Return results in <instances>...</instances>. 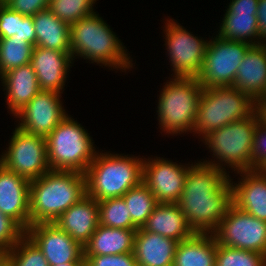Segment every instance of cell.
Masks as SVG:
<instances>
[{
    "label": "cell",
    "instance_id": "cell-1",
    "mask_svg": "<svg viewBox=\"0 0 266 266\" xmlns=\"http://www.w3.org/2000/svg\"><path fill=\"white\" fill-rule=\"evenodd\" d=\"M177 204L194 233L213 234L233 204L229 174L201 161L192 163Z\"/></svg>",
    "mask_w": 266,
    "mask_h": 266
},
{
    "label": "cell",
    "instance_id": "cell-2",
    "mask_svg": "<svg viewBox=\"0 0 266 266\" xmlns=\"http://www.w3.org/2000/svg\"><path fill=\"white\" fill-rule=\"evenodd\" d=\"M86 196L85 174L50 170L30 181L29 226L54 223L67 209Z\"/></svg>",
    "mask_w": 266,
    "mask_h": 266
},
{
    "label": "cell",
    "instance_id": "cell-3",
    "mask_svg": "<svg viewBox=\"0 0 266 266\" xmlns=\"http://www.w3.org/2000/svg\"><path fill=\"white\" fill-rule=\"evenodd\" d=\"M124 48L110 26L96 12L70 25V52L73 59L75 56L83 57L91 63L126 72L133 64Z\"/></svg>",
    "mask_w": 266,
    "mask_h": 266
},
{
    "label": "cell",
    "instance_id": "cell-4",
    "mask_svg": "<svg viewBox=\"0 0 266 266\" xmlns=\"http://www.w3.org/2000/svg\"><path fill=\"white\" fill-rule=\"evenodd\" d=\"M144 159L128 155L97 152L85 174L86 195L97 202L122 197L139 185L143 177Z\"/></svg>",
    "mask_w": 266,
    "mask_h": 266
},
{
    "label": "cell",
    "instance_id": "cell-5",
    "mask_svg": "<svg viewBox=\"0 0 266 266\" xmlns=\"http://www.w3.org/2000/svg\"><path fill=\"white\" fill-rule=\"evenodd\" d=\"M170 80L159 96V127L172 135L192 133L203 87L195 77H173Z\"/></svg>",
    "mask_w": 266,
    "mask_h": 266
},
{
    "label": "cell",
    "instance_id": "cell-6",
    "mask_svg": "<svg viewBox=\"0 0 266 266\" xmlns=\"http://www.w3.org/2000/svg\"><path fill=\"white\" fill-rule=\"evenodd\" d=\"M258 123L254 111L248 118L231 122L206 135L202 141L218 161L204 160L203 163L225 171L226 165L236 172L252 170V143Z\"/></svg>",
    "mask_w": 266,
    "mask_h": 266
},
{
    "label": "cell",
    "instance_id": "cell-7",
    "mask_svg": "<svg viewBox=\"0 0 266 266\" xmlns=\"http://www.w3.org/2000/svg\"><path fill=\"white\" fill-rule=\"evenodd\" d=\"M86 131L67 115L45 138L51 170L86 172L97 154L94 142Z\"/></svg>",
    "mask_w": 266,
    "mask_h": 266
},
{
    "label": "cell",
    "instance_id": "cell-8",
    "mask_svg": "<svg viewBox=\"0 0 266 266\" xmlns=\"http://www.w3.org/2000/svg\"><path fill=\"white\" fill-rule=\"evenodd\" d=\"M254 111L255 102L237 88H203L194 133L204 138L231 122L248 118Z\"/></svg>",
    "mask_w": 266,
    "mask_h": 266
},
{
    "label": "cell",
    "instance_id": "cell-9",
    "mask_svg": "<svg viewBox=\"0 0 266 266\" xmlns=\"http://www.w3.org/2000/svg\"><path fill=\"white\" fill-rule=\"evenodd\" d=\"M212 39L208 42L197 79L203 88L232 87L238 67L252 45L242 41L225 40L218 36Z\"/></svg>",
    "mask_w": 266,
    "mask_h": 266
},
{
    "label": "cell",
    "instance_id": "cell-10",
    "mask_svg": "<svg viewBox=\"0 0 266 266\" xmlns=\"http://www.w3.org/2000/svg\"><path fill=\"white\" fill-rule=\"evenodd\" d=\"M9 147L0 155V163L9 171L29 181L51 169L48 165L46 139L15 128Z\"/></svg>",
    "mask_w": 266,
    "mask_h": 266
},
{
    "label": "cell",
    "instance_id": "cell-11",
    "mask_svg": "<svg viewBox=\"0 0 266 266\" xmlns=\"http://www.w3.org/2000/svg\"><path fill=\"white\" fill-rule=\"evenodd\" d=\"M213 235L218 244L266 255V222L233 204Z\"/></svg>",
    "mask_w": 266,
    "mask_h": 266
},
{
    "label": "cell",
    "instance_id": "cell-12",
    "mask_svg": "<svg viewBox=\"0 0 266 266\" xmlns=\"http://www.w3.org/2000/svg\"><path fill=\"white\" fill-rule=\"evenodd\" d=\"M165 45L169 52L173 77H195L199 75L205 57L208 40L200 39L175 20H166Z\"/></svg>",
    "mask_w": 266,
    "mask_h": 266
},
{
    "label": "cell",
    "instance_id": "cell-13",
    "mask_svg": "<svg viewBox=\"0 0 266 266\" xmlns=\"http://www.w3.org/2000/svg\"><path fill=\"white\" fill-rule=\"evenodd\" d=\"M26 235L42 251L49 266L85 262L83 246L55 223L32 224Z\"/></svg>",
    "mask_w": 266,
    "mask_h": 266
},
{
    "label": "cell",
    "instance_id": "cell-14",
    "mask_svg": "<svg viewBox=\"0 0 266 266\" xmlns=\"http://www.w3.org/2000/svg\"><path fill=\"white\" fill-rule=\"evenodd\" d=\"M61 97L58 92L40 91L15 115L21 121L17 127L46 138L68 115L62 107Z\"/></svg>",
    "mask_w": 266,
    "mask_h": 266
},
{
    "label": "cell",
    "instance_id": "cell-15",
    "mask_svg": "<svg viewBox=\"0 0 266 266\" xmlns=\"http://www.w3.org/2000/svg\"><path fill=\"white\" fill-rule=\"evenodd\" d=\"M188 165H179L165 158L148 157L143 161L142 182L158 202L177 203L183 192L184 181L190 167Z\"/></svg>",
    "mask_w": 266,
    "mask_h": 266
},
{
    "label": "cell",
    "instance_id": "cell-16",
    "mask_svg": "<svg viewBox=\"0 0 266 266\" xmlns=\"http://www.w3.org/2000/svg\"><path fill=\"white\" fill-rule=\"evenodd\" d=\"M73 60L71 52L35 46L31 65L36 73L40 90L63 93L62 89Z\"/></svg>",
    "mask_w": 266,
    "mask_h": 266
},
{
    "label": "cell",
    "instance_id": "cell-17",
    "mask_svg": "<svg viewBox=\"0 0 266 266\" xmlns=\"http://www.w3.org/2000/svg\"><path fill=\"white\" fill-rule=\"evenodd\" d=\"M30 181L7 170L0 163V211L25 231L29 227Z\"/></svg>",
    "mask_w": 266,
    "mask_h": 266
},
{
    "label": "cell",
    "instance_id": "cell-18",
    "mask_svg": "<svg viewBox=\"0 0 266 266\" xmlns=\"http://www.w3.org/2000/svg\"><path fill=\"white\" fill-rule=\"evenodd\" d=\"M237 174L242 177L238 184L230 178L233 205L266 222V176L258 169Z\"/></svg>",
    "mask_w": 266,
    "mask_h": 266
},
{
    "label": "cell",
    "instance_id": "cell-19",
    "mask_svg": "<svg viewBox=\"0 0 266 266\" xmlns=\"http://www.w3.org/2000/svg\"><path fill=\"white\" fill-rule=\"evenodd\" d=\"M233 88L247 94L254 102L266 90V44L252 45L238 67Z\"/></svg>",
    "mask_w": 266,
    "mask_h": 266
},
{
    "label": "cell",
    "instance_id": "cell-20",
    "mask_svg": "<svg viewBox=\"0 0 266 266\" xmlns=\"http://www.w3.org/2000/svg\"><path fill=\"white\" fill-rule=\"evenodd\" d=\"M54 223L84 247L99 226L98 202L86 195Z\"/></svg>",
    "mask_w": 266,
    "mask_h": 266
},
{
    "label": "cell",
    "instance_id": "cell-21",
    "mask_svg": "<svg viewBox=\"0 0 266 266\" xmlns=\"http://www.w3.org/2000/svg\"><path fill=\"white\" fill-rule=\"evenodd\" d=\"M178 241L138 228L134 256L138 266H173Z\"/></svg>",
    "mask_w": 266,
    "mask_h": 266
},
{
    "label": "cell",
    "instance_id": "cell-22",
    "mask_svg": "<svg viewBox=\"0 0 266 266\" xmlns=\"http://www.w3.org/2000/svg\"><path fill=\"white\" fill-rule=\"evenodd\" d=\"M0 79L7 94V107L13 116L41 91L31 63L4 73Z\"/></svg>",
    "mask_w": 266,
    "mask_h": 266
},
{
    "label": "cell",
    "instance_id": "cell-23",
    "mask_svg": "<svg viewBox=\"0 0 266 266\" xmlns=\"http://www.w3.org/2000/svg\"><path fill=\"white\" fill-rule=\"evenodd\" d=\"M141 229L178 242L189 239L195 234L177 203L159 202Z\"/></svg>",
    "mask_w": 266,
    "mask_h": 266
},
{
    "label": "cell",
    "instance_id": "cell-24",
    "mask_svg": "<svg viewBox=\"0 0 266 266\" xmlns=\"http://www.w3.org/2000/svg\"><path fill=\"white\" fill-rule=\"evenodd\" d=\"M136 230L99 226L84 245V256L133 253Z\"/></svg>",
    "mask_w": 266,
    "mask_h": 266
},
{
    "label": "cell",
    "instance_id": "cell-25",
    "mask_svg": "<svg viewBox=\"0 0 266 266\" xmlns=\"http://www.w3.org/2000/svg\"><path fill=\"white\" fill-rule=\"evenodd\" d=\"M217 241L213 234H197L178 242L173 266H215Z\"/></svg>",
    "mask_w": 266,
    "mask_h": 266
},
{
    "label": "cell",
    "instance_id": "cell-26",
    "mask_svg": "<svg viewBox=\"0 0 266 266\" xmlns=\"http://www.w3.org/2000/svg\"><path fill=\"white\" fill-rule=\"evenodd\" d=\"M33 17L36 32L35 46L70 52V25L58 19L49 9Z\"/></svg>",
    "mask_w": 266,
    "mask_h": 266
},
{
    "label": "cell",
    "instance_id": "cell-27",
    "mask_svg": "<svg viewBox=\"0 0 266 266\" xmlns=\"http://www.w3.org/2000/svg\"><path fill=\"white\" fill-rule=\"evenodd\" d=\"M218 31L217 36L225 40L259 44L257 15L251 13L226 12Z\"/></svg>",
    "mask_w": 266,
    "mask_h": 266
},
{
    "label": "cell",
    "instance_id": "cell-28",
    "mask_svg": "<svg viewBox=\"0 0 266 266\" xmlns=\"http://www.w3.org/2000/svg\"><path fill=\"white\" fill-rule=\"evenodd\" d=\"M0 38H19L36 44V32L32 16H25L0 3Z\"/></svg>",
    "mask_w": 266,
    "mask_h": 266
},
{
    "label": "cell",
    "instance_id": "cell-29",
    "mask_svg": "<svg viewBox=\"0 0 266 266\" xmlns=\"http://www.w3.org/2000/svg\"><path fill=\"white\" fill-rule=\"evenodd\" d=\"M122 197L130 211L132 222L138 228L143 226L159 203L143 182L129 189Z\"/></svg>",
    "mask_w": 266,
    "mask_h": 266
},
{
    "label": "cell",
    "instance_id": "cell-30",
    "mask_svg": "<svg viewBox=\"0 0 266 266\" xmlns=\"http://www.w3.org/2000/svg\"><path fill=\"white\" fill-rule=\"evenodd\" d=\"M34 46L19 38H0V77L22 65L31 63Z\"/></svg>",
    "mask_w": 266,
    "mask_h": 266
},
{
    "label": "cell",
    "instance_id": "cell-31",
    "mask_svg": "<svg viewBox=\"0 0 266 266\" xmlns=\"http://www.w3.org/2000/svg\"><path fill=\"white\" fill-rule=\"evenodd\" d=\"M99 224L110 228L137 230L123 197L109 198L98 202Z\"/></svg>",
    "mask_w": 266,
    "mask_h": 266
},
{
    "label": "cell",
    "instance_id": "cell-32",
    "mask_svg": "<svg viewBox=\"0 0 266 266\" xmlns=\"http://www.w3.org/2000/svg\"><path fill=\"white\" fill-rule=\"evenodd\" d=\"M2 256L10 266H49L42 251L27 235Z\"/></svg>",
    "mask_w": 266,
    "mask_h": 266
},
{
    "label": "cell",
    "instance_id": "cell-33",
    "mask_svg": "<svg viewBox=\"0 0 266 266\" xmlns=\"http://www.w3.org/2000/svg\"><path fill=\"white\" fill-rule=\"evenodd\" d=\"M96 0H50L48 9L60 20L72 25L95 13Z\"/></svg>",
    "mask_w": 266,
    "mask_h": 266
},
{
    "label": "cell",
    "instance_id": "cell-34",
    "mask_svg": "<svg viewBox=\"0 0 266 266\" xmlns=\"http://www.w3.org/2000/svg\"><path fill=\"white\" fill-rule=\"evenodd\" d=\"M215 266H266V255L217 243Z\"/></svg>",
    "mask_w": 266,
    "mask_h": 266
},
{
    "label": "cell",
    "instance_id": "cell-35",
    "mask_svg": "<svg viewBox=\"0 0 266 266\" xmlns=\"http://www.w3.org/2000/svg\"><path fill=\"white\" fill-rule=\"evenodd\" d=\"M25 235L26 231L15 220L0 211V253L2 255L13 248Z\"/></svg>",
    "mask_w": 266,
    "mask_h": 266
},
{
    "label": "cell",
    "instance_id": "cell-36",
    "mask_svg": "<svg viewBox=\"0 0 266 266\" xmlns=\"http://www.w3.org/2000/svg\"><path fill=\"white\" fill-rule=\"evenodd\" d=\"M85 266H138L134 253L84 256Z\"/></svg>",
    "mask_w": 266,
    "mask_h": 266
},
{
    "label": "cell",
    "instance_id": "cell-37",
    "mask_svg": "<svg viewBox=\"0 0 266 266\" xmlns=\"http://www.w3.org/2000/svg\"><path fill=\"white\" fill-rule=\"evenodd\" d=\"M266 160V127L260 122L256 126L252 143V170Z\"/></svg>",
    "mask_w": 266,
    "mask_h": 266
},
{
    "label": "cell",
    "instance_id": "cell-38",
    "mask_svg": "<svg viewBox=\"0 0 266 266\" xmlns=\"http://www.w3.org/2000/svg\"><path fill=\"white\" fill-rule=\"evenodd\" d=\"M50 0H5L3 3L11 10L25 16H34L48 9Z\"/></svg>",
    "mask_w": 266,
    "mask_h": 266
},
{
    "label": "cell",
    "instance_id": "cell-39",
    "mask_svg": "<svg viewBox=\"0 0 266 266\" xmlns=\"http://www.w3.org/2000/svg\"><path fill=\"white\" fill-rule=\"evenodd\" d=\"M258 0H232L226 12H244L257 15Z\"/></svg>",
    "mask_w": 266,
    "mask_h": 266
},
{
    "label": "cell",
    "instance_id": "cell-40",
    "mask_svg": "<svg viewBox=\"0 0 266 266\" xmlns=\"http://www.w3.org/2000/svg\"><path fill=\"white\" fill-rule=\"evenodd\" d=\"M259 44H266V0H258Z\"/></svg>",
    "mask_w": 266,
    "mask_h": 266
},
{
    "label": "cell",
    "instance_id": "cell-41",
    "mask_svg": "<svg viewBox=\"0 0 266 266\" xmlns=\"http://www.w3.org/2000/svg\"><path fill=\"white\" fill-rule=\"evenodd\" d=\"M255 112L258 115L259 122L266 127V101L258 99L255 102Z\"/></svg>",
    "mask_w": 266,
    "mask_h": 266
},
{
    "label": "cell",
    "instance_id": "cell-42",
    "mask_svg": "<svg viewBox=\"0 0 266 266\" xmlns=\"http://www.w3.org/2000/svg\"><path fill=\"white\" fill-rule=\"evenodd\" d=\"M53 266H85V262H70V263H64V264L53 265Z\"/></svg>",
    "mask_w": 266,
    "mask_h": 266
},
{
    "label": "cell",
    "instance_id": "cell-43",
    "mask_svg": "<svg viewBox=\"0 0 266 266\" xmlns=\"http://www.w3.org/2000/svg\"><path fill=\"white\" fill-rule=\"evenodd\" d=\"M257 169L266 176V160Z\"/></svg>",
    "mask_w": 266,
    "mask_h": 266
},
{
    "label": "cell",
    "instance_id": "cell-44",
    "mask_svg": "<svg viewBox=\"0 0 266 266\" xmlns=\"http://www.w3.org/2000/svg\"><path fill=\"white\" fill-rule=\"evenodd\" d=\"M0 266H10L3 256L0 257Z\"/></svg>",
    "mask_w": 266,
    "mask_h": 266
},
{
    "label": "cell",
    "instance_id": "cell-45",
    "mask_svg": "<svg viewBox=\"0 0 266 266\" xmlns=\"http://www.w3.org/2000/svg\"><path fill=\"white\" fill-rule=\"evenodd\" d=\"M263 101H266V90H265V93H264V96L261 98Z\"/></svg>",
    "mask_w": 266,
    "mask_h": 266
}]
</instances>
